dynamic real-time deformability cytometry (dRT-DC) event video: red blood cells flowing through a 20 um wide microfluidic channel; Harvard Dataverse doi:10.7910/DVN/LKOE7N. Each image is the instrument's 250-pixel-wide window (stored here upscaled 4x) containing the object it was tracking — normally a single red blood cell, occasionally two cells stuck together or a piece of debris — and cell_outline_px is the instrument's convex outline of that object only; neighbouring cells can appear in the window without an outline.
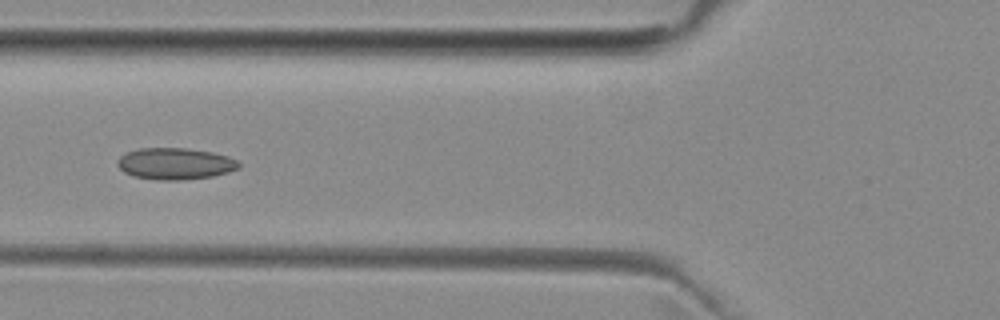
{"species": "common noctule bat (a hibernating species)", "species_latin": "Nyctalus noctula", "temperature_condition": "room temperature", "stored_images_in_passage": 4, "camera_frame_rate_fps": 3000, "um_per_image_px": 0.085, "animal": {"sex": "female", "body_mass_g": 29.2, "forearm_length_mm": 56.3}, "frame": {"image": 1, "passage_image": 4, "time_ms": 4.333, "image_size_px": [1000, 320], "cell_outline_px": [[240, 168], [228, 172], [212, 176], [180, 180], [156, 180], [132, 176], [124, 172], [116, 164], [116, 160], [120, 156], [128, 152], [140, 148], [184, 148], [212, 152], [228, 156], [236, 160], [240, 164]], "centroid_in_image_um": [14.87, 13.92], "position_along_channel_um": 110.9, "area_um2": 22.37}}